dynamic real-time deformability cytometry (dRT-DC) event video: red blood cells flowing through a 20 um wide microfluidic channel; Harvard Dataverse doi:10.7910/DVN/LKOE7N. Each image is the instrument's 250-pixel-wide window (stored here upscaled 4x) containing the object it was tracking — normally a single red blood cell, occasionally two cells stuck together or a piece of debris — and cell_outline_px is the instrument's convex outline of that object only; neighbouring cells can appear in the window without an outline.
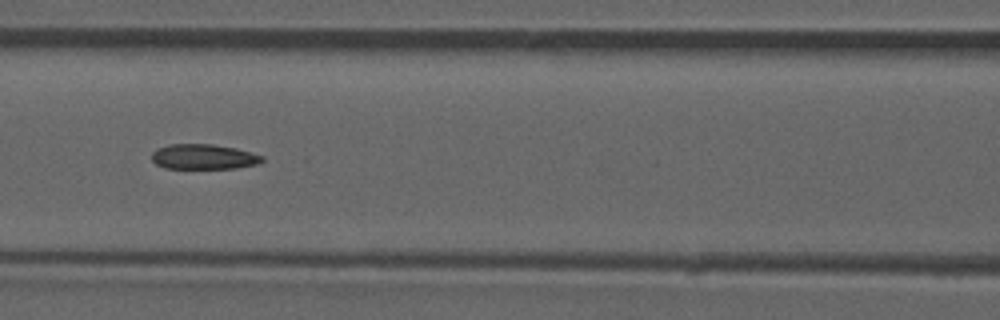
{"species": "common noctule bat (a hibernating species)", "species_latin": "Nyctalus noctula", "temperature_condition": "room temperature", "stored_images_in_passage": 47, "camera_frame_rate_fps": 3000, "um_per_image_px": 0.085, "animal": {"sex": "male", "forearm_length_mm": 52.5}, "frame": {"image": 1, "passage_image": 21, "time_ms": 6.667, "image_size_px": [1000, 320], "cell_outline_px": [[264, 160], [256, 164], [236, 168], [164, 168], [156, 164], [152, 160], [152, 152], [156, 148], [168, 144], [212, 144], [236, 148], [252, 152], [264, 156]], "centroid_in_image_um": [17.3, 13.31], "position_along_channel_um": 149.3, "area_um2": 16.24}, "authors_computed_cell_mechanics": {"area_um2": 16.9932, "velocity_mm_per_s": 3.9269, "shape_relaxation_time_tau1_ms": null, "shape_relaxation_time_tau2_ms": 4.9796, "deformation_change_tau1": null, "deformation_change_tau2": 0.1189}}